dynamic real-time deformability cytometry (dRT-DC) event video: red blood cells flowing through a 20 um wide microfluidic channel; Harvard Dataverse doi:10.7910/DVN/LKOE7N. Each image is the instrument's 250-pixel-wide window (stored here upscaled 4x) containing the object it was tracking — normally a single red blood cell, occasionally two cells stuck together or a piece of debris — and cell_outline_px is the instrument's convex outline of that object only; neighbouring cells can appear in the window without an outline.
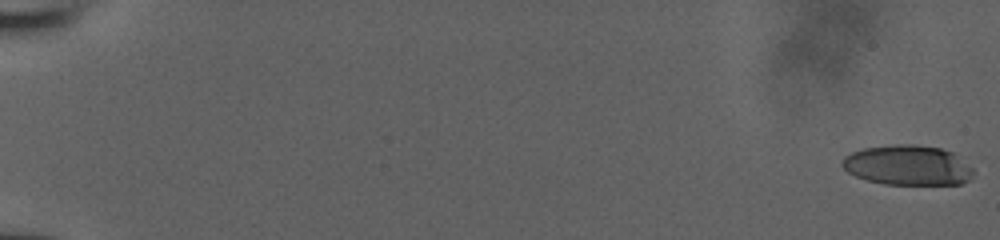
{"species": "human", "species_latin": "Homo sapiens", "temperature_condition": "room temperature", "stored_images_in_passage": 53, "camera_frame_rate_fps": 3000, "um_per_image_px": 0.085, "donor": {"sex": "male"}, "frame": {"image": 1, "passage_image": 1, "time_ms": 0.0, "image_size_px": [1000, 240], "cell_outline_px": [[972, 176], [968, 180], [960, 184], [884, 184], [868, 180], [856, 176], [848, 172], [840, 164], [844, 156], [852, 152], [864, 148], [892, 144], [912, 144], [940, 148], [952, 152], [972, 168]], "centroid_in_image_um": [77.12, 14.04], "position_along_channel_um": 7.9, "area_um2": 30.4}}
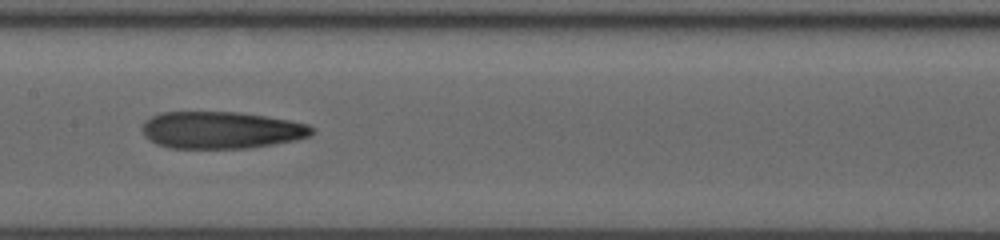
{"frame": {"image": 2, "passage_image": 30, "time_ms": 9.667, "image_size_px": [1000, 240], "cell_outline_px": [[312, 132], [308, 136], [296, 140], [248, 148], [168, 148], [156, 144], [148, 140], [144, 136], [140, 128], [144, 120], [160, 112], [240, 112], [268, 116], [308, 124], [312, 128]], "centroid_in_image_um": [18.73, 11.05], "position_along_channel_um": 188.7, "area_um2": 36.88}}
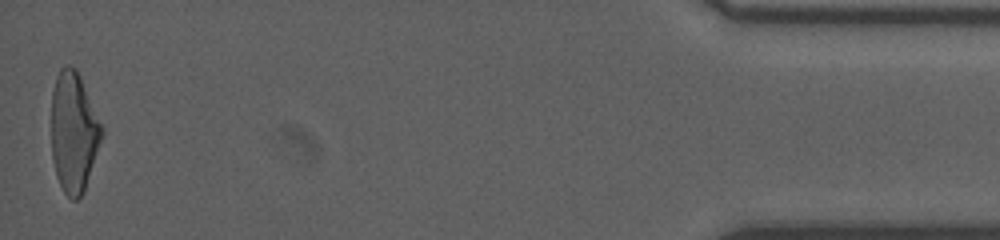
{"frame": {"image": 3, "passage_image": 53, "time_ms": 17.333, "image_size_px": [1000, 240], "cell_outline_px": [[104, 132], [84, 192], [76, 200], [72, 200], [64, 192], [56, 176], [52, 160], [52, 92], [56, 76], [60, 68], [64, 64], [68, 64], [76, 68], [80, 76], [104, 128]], "centroid_in_image_um": [6.27, 11.21], "position_along_channel_um": 428.9, "area_um2": 35.49}}